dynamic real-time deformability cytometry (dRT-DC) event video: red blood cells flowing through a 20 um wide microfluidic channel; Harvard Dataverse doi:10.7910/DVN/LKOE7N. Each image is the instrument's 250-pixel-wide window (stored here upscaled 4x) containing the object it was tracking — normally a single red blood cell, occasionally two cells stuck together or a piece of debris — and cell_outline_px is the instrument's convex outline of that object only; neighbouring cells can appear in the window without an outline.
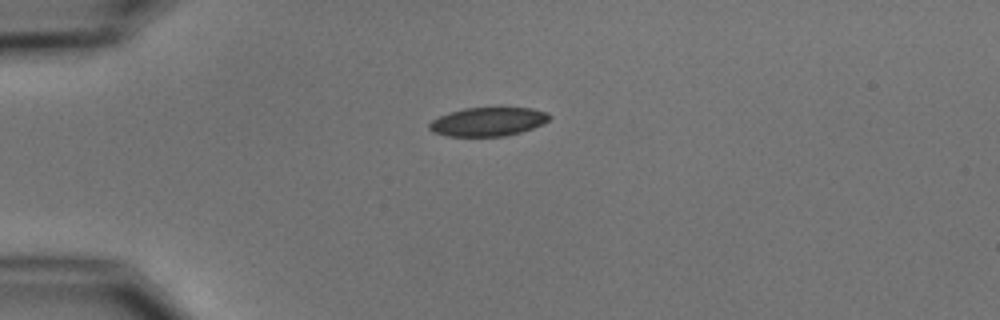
{"species": "common noctule bat (a hibernating species)", "species_latin": "Nyctalus noctula", "temperature_condition": "cold", "stored_images_in_passage": 5, "camera_frame_rate_fps": 3000, "um_per_image_px": 0.085, "animal": {"sex": "male", "body_mass_g": 15.6}, "frame": {"image": 1, "passage_image": 5, "time_ms": 4.667, "image_size_px": [1000, 320], "cell_outline_px": [[552, 116], [544, 124], [520, 132], [504, 136], [448, 136], [432, 132], [428, 128], [428, 124], [432, 120], [440, 116], [464, 108], [532, 108], [548, 112]], "centroid_in_image_um": [41.5, 10.35], "position_along_channel_um": 43.5, "area_um2": 20.06}}